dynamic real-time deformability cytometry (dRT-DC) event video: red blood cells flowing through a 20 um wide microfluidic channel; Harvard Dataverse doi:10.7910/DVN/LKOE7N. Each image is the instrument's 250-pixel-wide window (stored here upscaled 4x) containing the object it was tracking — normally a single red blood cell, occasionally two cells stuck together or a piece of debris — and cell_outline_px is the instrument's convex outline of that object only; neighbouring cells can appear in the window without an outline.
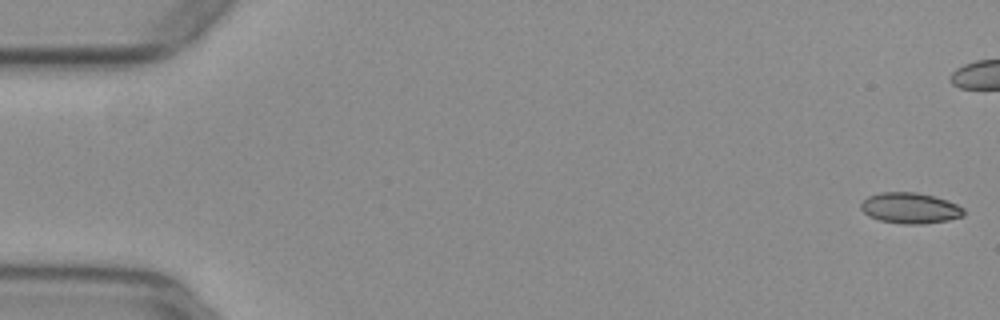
{"species": "common noctule bat (a hibernating species)", "species_latin": "Nyctalus noctula", "temperature_condition": "warm", "stored_images_in_passage": 43, "camera_frame_rate_fps": 3000, "um_per_image_px": 0.085, "animal": {"sex": "female", "body_mass_g": 29.2, "forearm_length_mm": 56.3}, "frame": {"image": 1, "passage_image": 1, "time_ms": 0.0, "image_size_px": [1000, 320], "cell_outline_px": [[964, 216], [948, 220], [920, 224], [904, 224], [880, 220], [868, 216], [860, 208], [860, 204], [868, 196], [880, 192], [916, 192], [948, 200], [964, 208]], "centroid_in_image_um": [77.35, 17.68], "position_along_channel_um": 7.6, "area_um2": 18.44}}
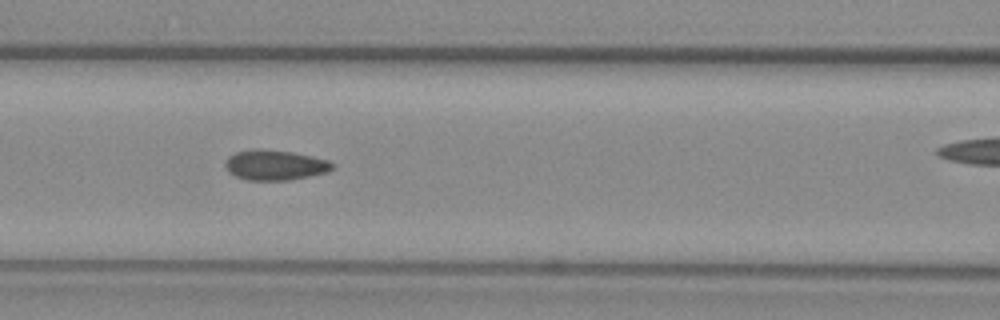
{"frame": {"image": 2, "passage_image": 23, "time_ms": 7.333, "image_size_px": [1000, 320], "cell_outline_px": [[332, 168], [328, 172], [288, 180], [248, 180], [236, 176], [228, 172], [224, 164], [228, 156], [236, 152], [256, 148], [292, 152], [328, 160], [332, 164]], "centroid_in_image_um": [23.32, 14.02], "position_along_channel_um": 143.3, "area_um2": 18.67}}
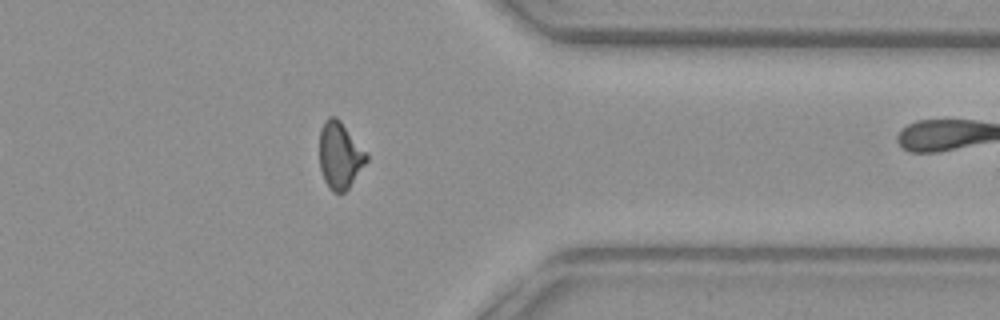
{"frame": {"image": 3, "passage_image": 42, "time_ms": 13.667, "image_size_px": [1000, 320], "cell_outline_px": [[368, 160], [348, 188], [344, 192], [332, 192], [328, 188], [324, 180], [320, 168], [320, 128], [324, 120], [328, 116], [336, 116], [340, 120], [368, 152]], "centroid_in_image_um": [28.89, 13.18], "position_along_channel_um": 382.5, "area_um2": 18.5}}